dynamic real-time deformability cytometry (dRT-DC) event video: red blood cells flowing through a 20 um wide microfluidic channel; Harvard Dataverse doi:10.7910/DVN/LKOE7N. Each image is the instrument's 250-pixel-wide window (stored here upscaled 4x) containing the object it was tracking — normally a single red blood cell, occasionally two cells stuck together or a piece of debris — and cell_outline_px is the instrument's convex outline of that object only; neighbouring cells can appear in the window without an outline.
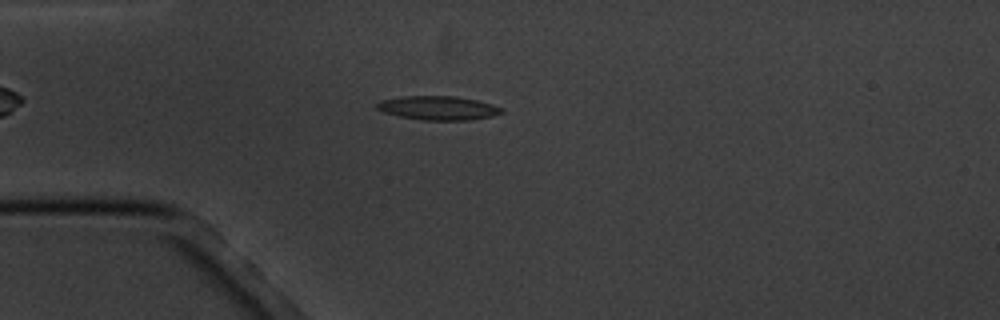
{"species": "common noctule bat (a hibernating species)", "species_latin": "Nyctalus noctula", "temperature_condition": "cold", "stored_images_in_passage": 5, "camera_frame_rate_fps": 3000, "um_per_image_px": 0.085, "animal": {"sex": "male", "body_mass_g": 20.1, "forearm_length_mm": 53.5}, "frame": {"image": 1, "passage_image": 5, "time_ms": 5.667, "image_size_px": [1000, 320], "cell_outline_px": [[504, 112], [492, 116], [468, 120], [420, 120], [400, 116], [384, 112], [376, 108], [376, 104], [380, 100], [400, 96], [456, 96], [476, 100], [492, 104], [504, 108]], "centroid_in_image_um": [37.25, 9.17], "position_along_channel_um": 47.8, "area_um2": 17.46}}